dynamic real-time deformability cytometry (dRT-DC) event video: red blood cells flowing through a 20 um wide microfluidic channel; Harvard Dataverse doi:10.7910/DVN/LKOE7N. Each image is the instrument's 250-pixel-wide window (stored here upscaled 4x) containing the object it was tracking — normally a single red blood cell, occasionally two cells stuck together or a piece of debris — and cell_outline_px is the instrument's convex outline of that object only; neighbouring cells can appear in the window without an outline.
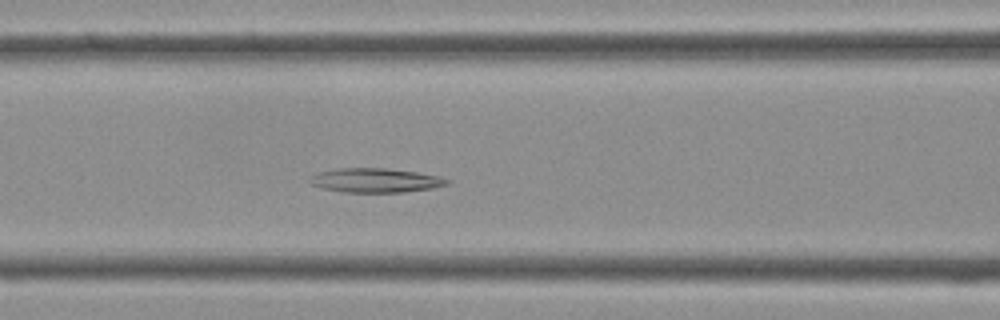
{"species": "Egyptian fruit bat (a non-hibernating species)", "species_latin": "Rousettus aegyptiacus", "temperature_condition": "cold", "stored_images_in_passage": 41, "camera_frame_rate_fps": 3000, "um_per_image_px": 0.085, "frame": {"image": 1, "passage_image": 16, "time_ms": 5.0, "image_size_px": [1000, 320], "cell_outline_px": [[452, 180], [448, 184], [432, 188], [404, 192], [344, 192], [320, 188], [308, 184], [308, 180], [312, 176], [320, 172], [336, 168], [384, 168], [416, 172], [440, 176]], "centroid_in_image_um": [31.9, 15.33], "position_along_channel_um": 134.7, "area_um2": 19.48}}
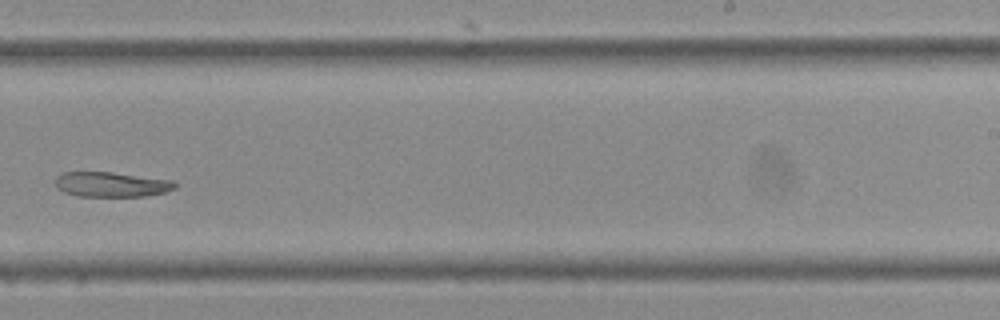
{"frame": {"image": 2, "passage_image": 25, "time_ms": 8.0, "image_size_px": [1000, 320], "cell_outline_px": [[176, 188], [164, 192], [144, 196], [76, 196], [64, 192], [56, 188], [56, 176], [64, 172], [112, 172], [172, 180], [176, 184]], "centroid_in_image_um": [9.44, 15.67], "position_along_channel_um": 279.6, "area_um2": 17.34}}
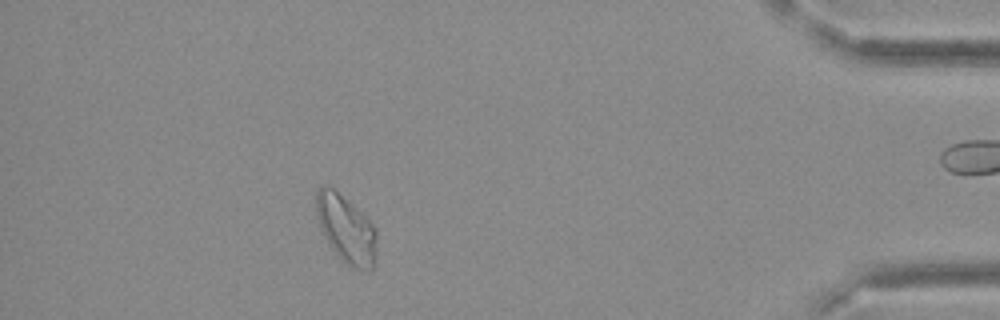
{"frame": {"image": 3, "passage_image": 36, "time_ms": 11.667, "image_size_px": [1000, 320], "cell_outline_px": [[376, 256], [372, 268], [364, 272], [352, 268], [340, 260], [328, 244], [320, 228], [316, 216], [316, 192], [324, 184], [332, 188], [356, 208], [376, 228]], "centroid_in_image_um": [29.41, 19.53], "position_along_channel_um": 405.8, "area_um2": 23.93}}